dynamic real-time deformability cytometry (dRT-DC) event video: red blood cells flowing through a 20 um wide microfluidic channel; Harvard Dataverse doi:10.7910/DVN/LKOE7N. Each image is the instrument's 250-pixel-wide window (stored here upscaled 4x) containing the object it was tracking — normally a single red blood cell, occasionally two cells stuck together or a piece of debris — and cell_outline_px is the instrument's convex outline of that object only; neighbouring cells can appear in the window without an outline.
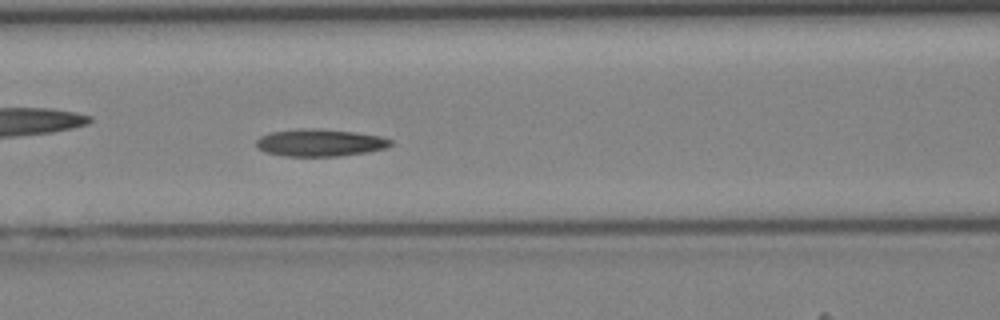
{"species": "Egyptian fruit bat (a non-hibernating species)", "species_latin": "Rousettus aegyptiacus", "temperature_condition": "cold", "stored_images_in_passage": 35, "camera_frame_rate_fps": 3000, "um_per_image_px": 0.085, "animal": {"sex": "female"}, "frame": {"image": 1, "passage_image": 11, "time_ms": 3.333, "image_size_px": [1000, 320], "cell_outline_px": [[392, 144], [384, 148], [368, 152], [336, 156], [284, 156], [264, 152], [256, 144], [256, 140], [260, 136], [272, 132], [296, 128], [320, 128], [356, 132], [380, 136], [392, 140]], "centroid_in_image_um": [27.18, 12.12], "position_along_channel_um": 139.4, "area_um2": 21.44}}
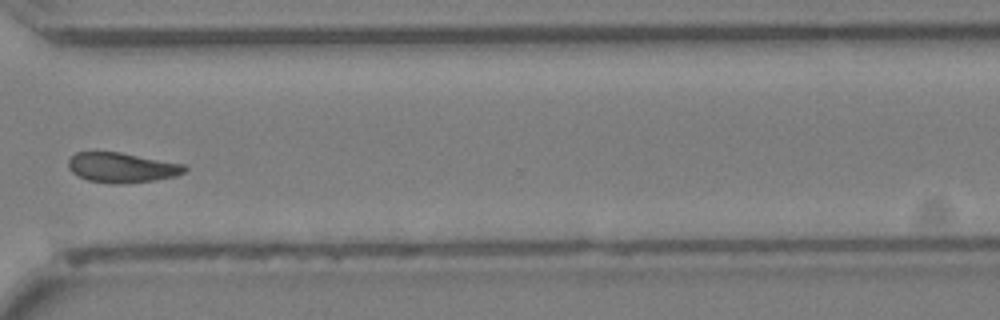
{"frame": {"image": 2, "passage_image": 25, "time_ms": 8.0, "image_size_px": [1000, 320], "cell_outline_px": [[188, 168], [184, 172], [176, 176], [156, 180], [124, 184], [112, 184], [88, 180], [72, 172], [68, 168], [68, 160], [76, 152], [120, 152], [184, 164]], "centroid_in_image_um": [10.37, 14.25], "position_along_channel_um": 360.2, "area_um2": 20.35}}
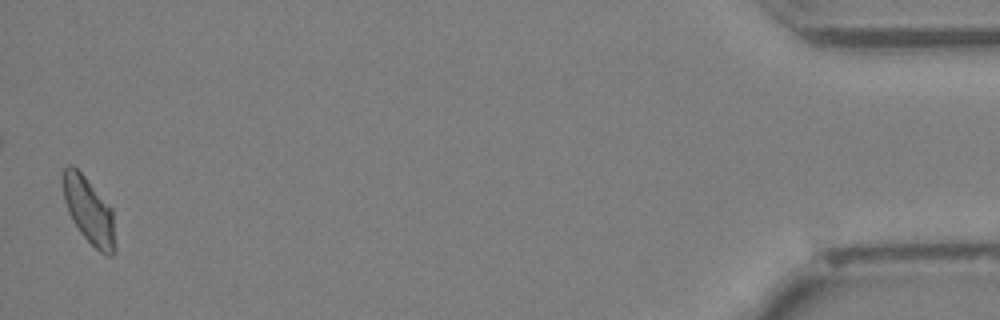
{"frame": {"image": 3, "passage_image": 35, "time_ms": 11.333, "image_size_px": [1000, 320], "cell_outline_px": [[116, 252], [112, 256], [104, 256], [80, 232], [72, 220], [68, 212], [64, 200], [60, 180], [64, 168], [68, 164], [72, 164], [84, 176], [112, 208], [116, 244]], "centroid_in_image_um": [7.55, 17.91], "position_along_channel_um": 427.7, "area_um2": 20.52}}